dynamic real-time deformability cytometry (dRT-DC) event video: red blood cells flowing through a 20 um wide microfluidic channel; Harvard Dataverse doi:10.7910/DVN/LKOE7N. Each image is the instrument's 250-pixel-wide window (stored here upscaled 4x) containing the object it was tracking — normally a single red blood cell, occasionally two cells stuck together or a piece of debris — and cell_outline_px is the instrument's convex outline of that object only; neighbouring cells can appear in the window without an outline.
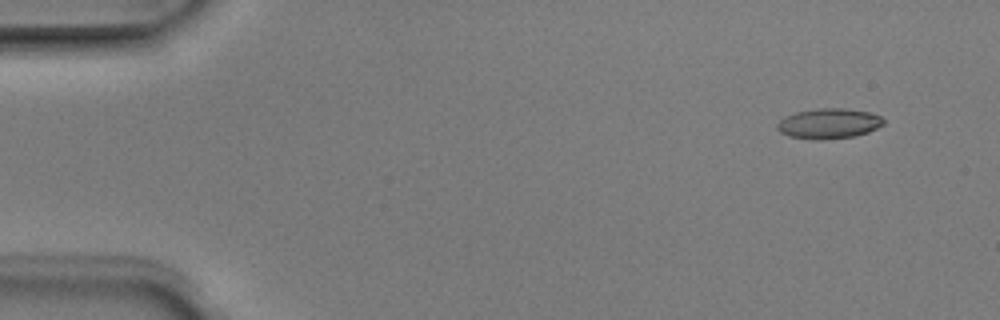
{"species": "Egyptian fruit bat (a non-hibernating species)", "species_latin": "Rousettus aegyptiacus", "temperature_condition": "room temperature", "stored_images_in_passage": 4, "camera_frame_rate_fps": 3000, "um_per_image_px": 0.085, "animal": {"sex": "male"}, "frame": {"image": 1, "passage_image": 1, "time_ms": 0.0, "image_size_px": [1000, 320], "cell_outline_px": [[884, 124], [868, 132], [852, 136], [820, 140], [816, 140], [788, 136], [780, 132], [776, 128], [776, 124], [784, 116], [796, 112], [816, 108], [844, 108], [868, 112], [880, 116], [884, 120]], "centroid_in_image_um": [70.4, 10.49], "position_along_channel_um": 14.6, "area_um2": 18.73}}
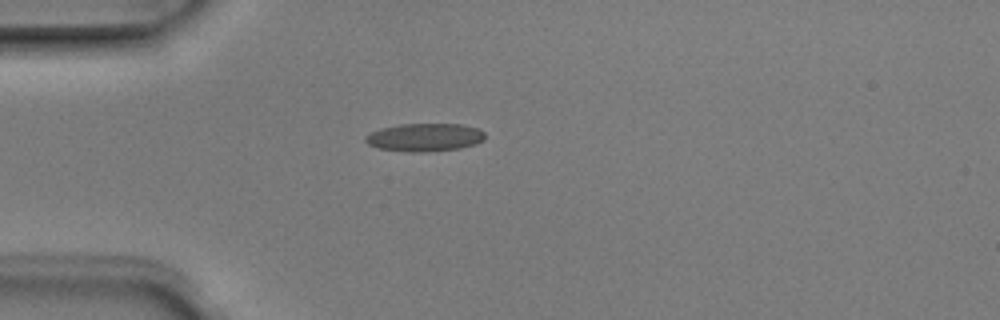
{"frame": {"image": 2, "passage_image": 4, "time_ms": 1.0, "image_size_px": [1000, 320], "cell_outline_px": [[484, 140], [476, 144], [460, 148], [424, 152], [412, 152], [380, 148], [368, 144], [364, 140], [364, 136], [380, 128], [400, 124], [460, 124], [476, 128], [484, 132]], "centroid_in_image_um": [36.09, 11.67], "position_along_channel_um": 48.9, "area_um2": 19.42}}